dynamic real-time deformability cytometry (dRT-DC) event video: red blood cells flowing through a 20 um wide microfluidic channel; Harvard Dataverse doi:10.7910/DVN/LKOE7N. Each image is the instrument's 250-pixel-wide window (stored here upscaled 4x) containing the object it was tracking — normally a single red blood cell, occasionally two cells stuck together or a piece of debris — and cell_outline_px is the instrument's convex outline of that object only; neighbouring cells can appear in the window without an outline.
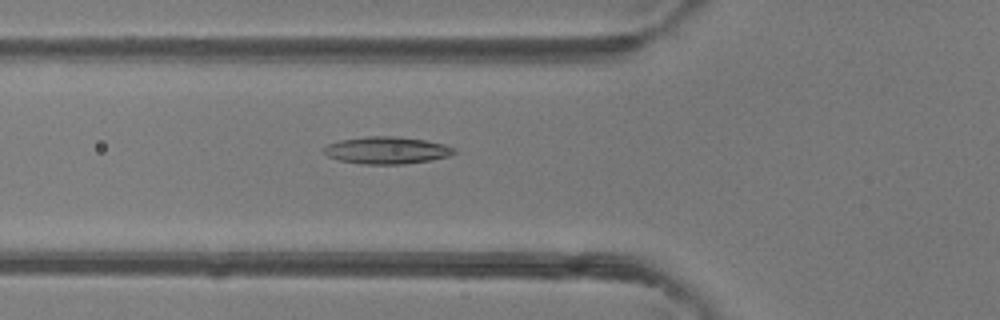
{"species": "common noctule bat (a hibernating species)", "species_latin": "Nyctalus noctula", "temperature_condition": "room temperature", "stored_images_in_passage": 49, "camera_frame_rate_fps": 3000, "um_per_image_px": 0.085, "animal": {"sex": "female"}, "frame": {"image": 1, "passage_image": 18, "time_ms": 5.667, "image_size_px": [1000, 320], "cell_outline_px": [[456, 152], [448, 156], [432, 160], [404, 164], [360, 164], [340, 160], [328, 156], [324, 152], [324, 148], [328, 144], [340, 140], [364, 136], [392, 136], [424, 140], [444, 144], [456, 148]], "centroid_in_image_um": [32.89, 12.77], "position_along_channel_um": 92.9, "area_um2": 20.58}}
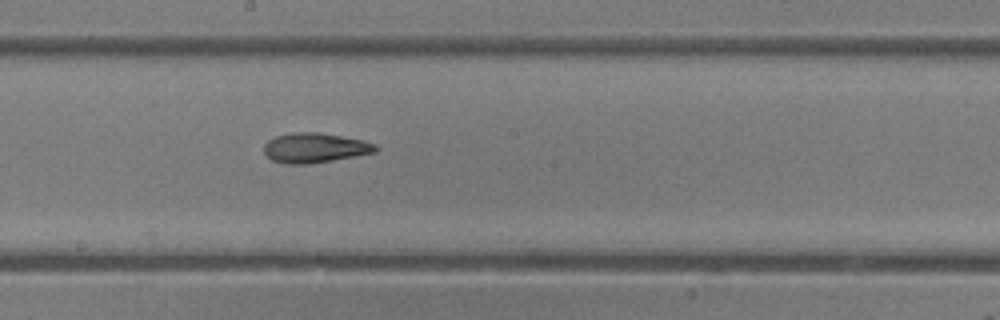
{"frame": {"image": 2, "passage_image": 27, "time_ms": 8.667, "image_size_px": [1000, 320], "cell_outline_px": [[380, 148], [376, 152], [356, 156], [308, 164], [284, 164], [272, 160], [264, 152], [264, 144], [268, 140], [276, 136], [292, 132], [316, 132], [364, 140], [376, 144]], "centroid_in_image_um": [26.77, 12.57], "position_along_channel_um": 221.4, "area_um2": 19.42}}
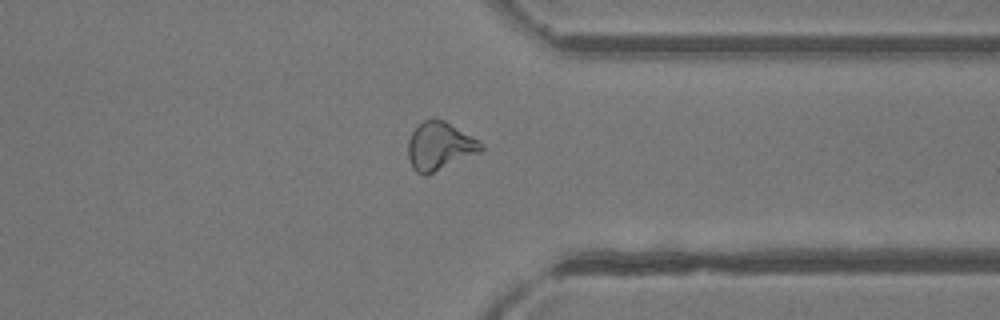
{"frame": {"image": 3, "passage_image": 38, "time_ms": 12.333, "image_size_px": [1000, 320], "cell_outline_px": [[484, 148], [480, 152], [424, 176], [416, 172], [412, 168], [408, 156], [408, 140], [412, 132], [424, 120], [432, 116], [444, 120], [484, 144]], "centroid_in_image_um": [37.34, 12.41], "position_along_channel_um": 374.1, "area_um2": 20.29}, "authors_computed_cell_mechanics": {"area_um2": 20.4034, "velocity_mm_per_s": 4.2617, "shape_relaxation_time_tau1_ms": null, "shape_relaxation_time_tau2_ms": 2.5673, "deformation_change_tau1": null, "deformation_change_tau2": 0.1041}}